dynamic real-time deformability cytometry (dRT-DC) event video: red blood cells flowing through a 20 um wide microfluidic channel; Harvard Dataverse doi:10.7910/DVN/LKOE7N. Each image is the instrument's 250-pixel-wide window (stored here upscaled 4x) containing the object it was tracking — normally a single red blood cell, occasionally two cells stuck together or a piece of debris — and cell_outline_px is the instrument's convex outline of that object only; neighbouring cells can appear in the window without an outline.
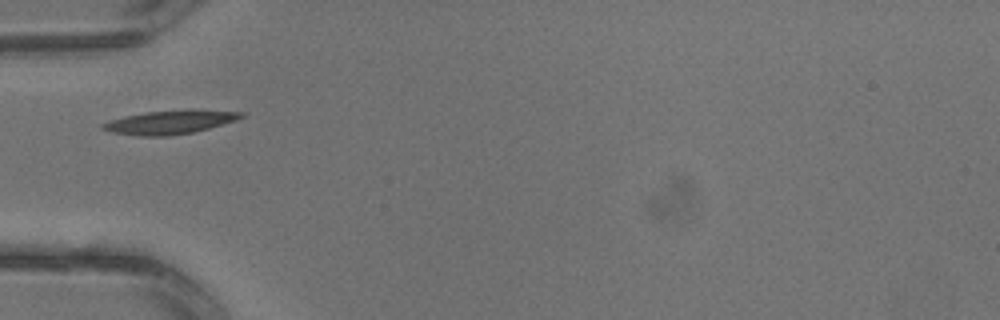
{"species": "common noctule bat (a hibernating species)", "species_latin": "Nyctalus noctula", "temperature_condition": "warm", "stored_images_in_passage": 2, "camera_frame_rate_fps": 3000, "um_per_image_px": 0.085, "animal": {"sex": "male", "body_mass_g": 13.3}, "frame": {"image": 1, "passage_image": 2, "time_ms": 0.333, "image_size_px": [1000, 320], "cell_outline_px": [[244, 116], [236, 120], [208, 128], [192, 132], [168, 136], [140, 136], [112, 132], [100, 128], [100, 124], [108, 120], [124, 116], [148, 112], [244, 112]], "centroid_in_image_um": [14.28, 10.44], "position_along_channel_um": 70.7, "area_um2": 17.92}}